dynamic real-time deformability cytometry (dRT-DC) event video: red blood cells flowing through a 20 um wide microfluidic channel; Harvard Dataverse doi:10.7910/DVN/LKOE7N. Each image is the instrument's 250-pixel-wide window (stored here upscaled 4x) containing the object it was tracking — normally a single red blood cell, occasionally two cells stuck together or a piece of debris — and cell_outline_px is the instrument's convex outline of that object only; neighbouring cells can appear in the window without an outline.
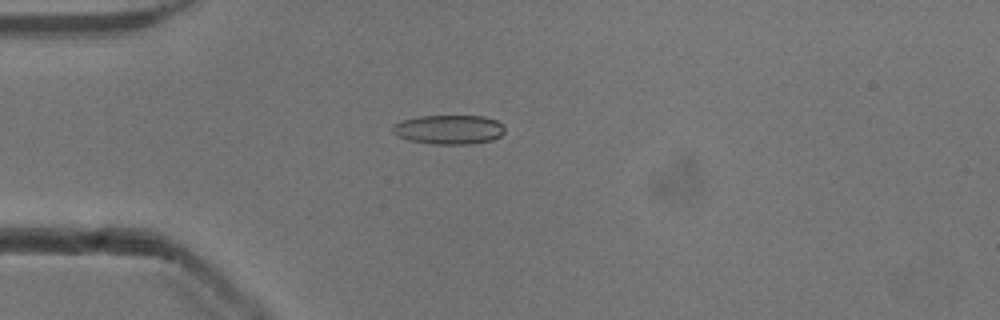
{"species": "common noctule bat (a hibernating species)", "species_latin": "Nyctalus noctula", "temperature_condition": "cold", "stored_images_in_passage": 39, "camera_frame_rate_fps": 3000, "um_per_image_px": 0.085, "animal": {"sex": "male", "body_mass_g": 13.3}, "frame": {"image": 1, "passage_image": 7, "time_ms": 2.0, "image_size_px": [1000, 320], "cell_outline_px": [[504, 132], [500, 136], [492, 140], [468, 144], [432, 144], [408, 140], [396, 136], [392, 132], [392, 124], [404, 120], [420, 116], [484, 116], [496, 120], [504, 124]], "centroid_in_image_um": [38.15, 11.01], "position_along_channel_um": 46.9, "area_um2": 19.25}}
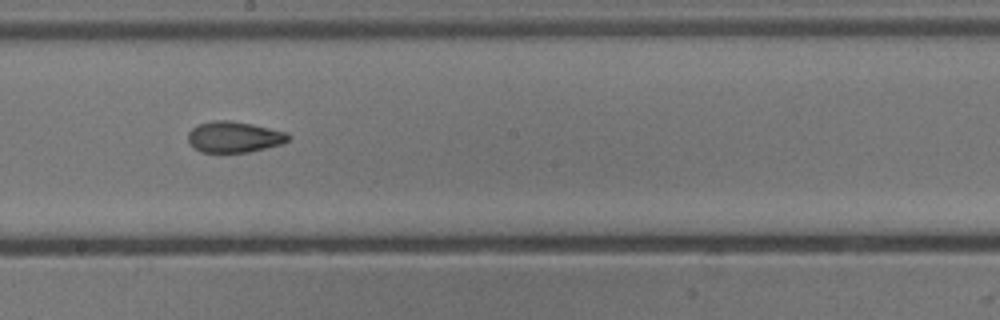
{"frame": {"image": 2, "passage_image": 22, "time_ms": 7.0, "image_size_px": [1000, 320], "cell_outline_px": [[288, 140], [280, 144], [248, 152], [200, 152], [188, 140], [188, 132], [192, 128], [200, 124], [212, 120], [228, 120], [252, 124], [288, 132]], "centroid_in_image_um": [19.89, 11.63], "position_along_channel_um": 228.3, "area_um2": 17.86}}
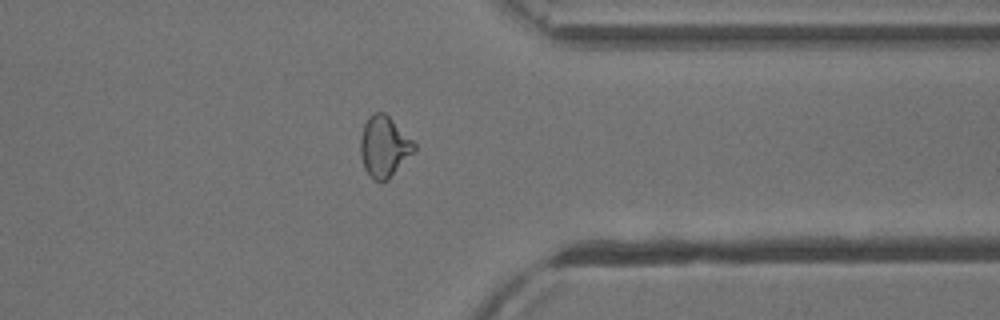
{"frame": {"image": 3, "passage_image": 34, "time_ms": 11.0, "image_size_px": [1000, 320], "cell_outline_px": [[416, 152], [388, 180], [380, 184], [364, 168], [360, 156], [360, 136], [364, 124], [368, 116], [372, 112], [384, 112], [416, 144]], "centroid_in_image_um": [32.65, 12.48], "position_along_channel_um": 378.7, "area_um2": 19.31}, "authors_computed_cell_mechanics": {"area_um2": 18.3804, "velocity_mm_per_s": 3.942, "shape_relaxation_time_tau1_ms": null, "shape_relaxation_time_tau2_ms": 3.0985, "deformation_change_tau1": null, "deformation_change_tau2": 0.086}}